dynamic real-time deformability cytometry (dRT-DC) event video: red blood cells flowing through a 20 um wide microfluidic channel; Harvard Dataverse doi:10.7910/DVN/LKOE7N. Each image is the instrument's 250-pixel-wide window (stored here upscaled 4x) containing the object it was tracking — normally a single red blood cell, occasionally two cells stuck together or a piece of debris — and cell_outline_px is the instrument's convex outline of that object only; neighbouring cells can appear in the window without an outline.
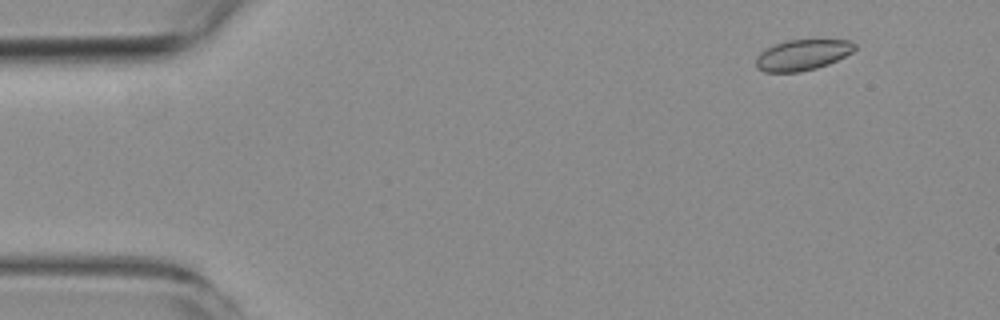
{"species": "common noctule bat (a hibernating species)", "species_latin": "Nyctalus noctula", "temperature_condition": "room temperature", "stored_images_in_passage": 4, "camera_frame_rate_fps": 3000, "um_per_image_px": 0.085, "animal": {"sex": "female", "body_mass_g": 19.3, "forearm_length_mm": 54.1}, "frame": {"image": 1, "passage_image": 2, "time_ms": 1.333, "image_size_px": [1000, 320], "cell_outline_px": [[856, 48], [852, 52], [828, 64], [816, 68], [800, 72], [764, 72], [756, 68], [756, 56], [764, 48], [788, 40], [852, 40], [856, 44]], "centroid_in_image_um": [68.18, 4.67], "position_along_channel_um": 16.8, "area_um2": 17.74}}